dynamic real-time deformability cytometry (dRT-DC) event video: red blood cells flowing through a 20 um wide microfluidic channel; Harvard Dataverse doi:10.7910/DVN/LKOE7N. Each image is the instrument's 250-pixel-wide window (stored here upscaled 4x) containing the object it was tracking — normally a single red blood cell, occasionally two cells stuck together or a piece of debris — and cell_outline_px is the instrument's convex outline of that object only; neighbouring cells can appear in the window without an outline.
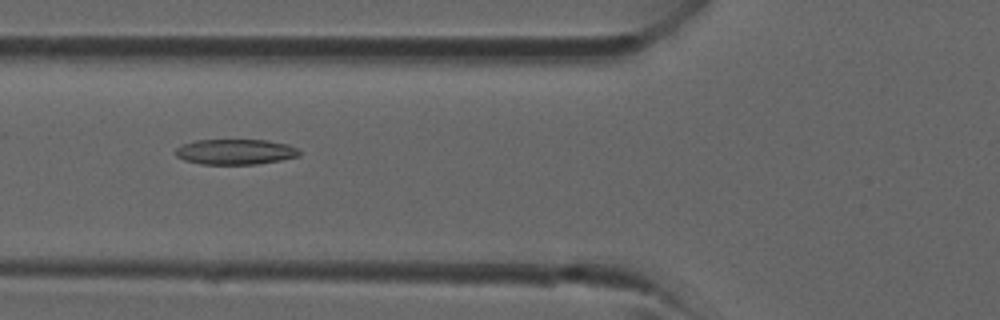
{"species": "common noctule bat (a hibernating species)", "species_latin": "Nyctalus noctula", "temperature_condition": "room temperature", "stored_images_in_passage": 40, "camera_frame_rate_fps": 3000, "um_per_image_px": 0.085, "animal": {"sex": "male", "forearm_length_mm": 52.5}, "frame": {"image": 1, "passage_image": 15, "time_ms": 4.667, "image_size_px": [1000, 320], "cell_outline_px": [[300, 156], [280, 160], [256, 164], [200, 164], [184, 160], [176, 156], [176, 148], [184, 144], [196, 140], [264, 140], [288, 144], [296, 148], [300, 152]], "centroid_in_image_um": [20.0, 12.9], "position_along_channel_um": 105.8, "area_um2": 18.21}}
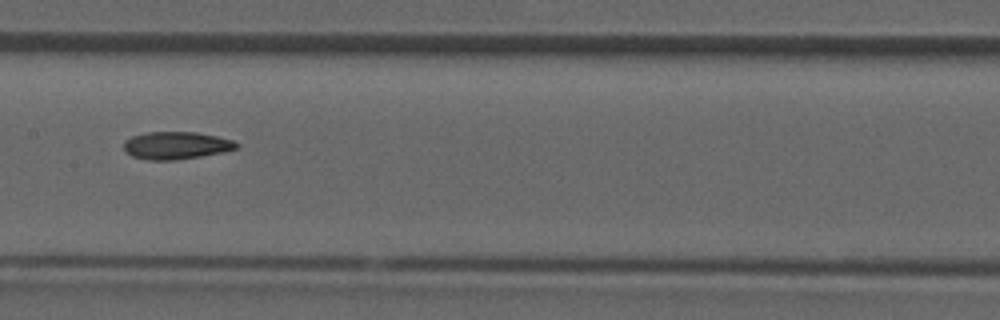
{"frame": {"image": 2, "passage_image": 20, "time_ms": 6.333, "image_size_px": [1000, 320], "cell_outline_px": [[240, 144], [236, 148], [224, 152], [176, 160], [148, 160], [132, 156], [124, 152], [124, 140], [132, 136], [144, 132], [196, 132], [216, 136], [232, 140]], "centroid_in_image_um": [14.94, 12.36], "position_along_channel_um": 192.5, "area_um2": 18.15}}
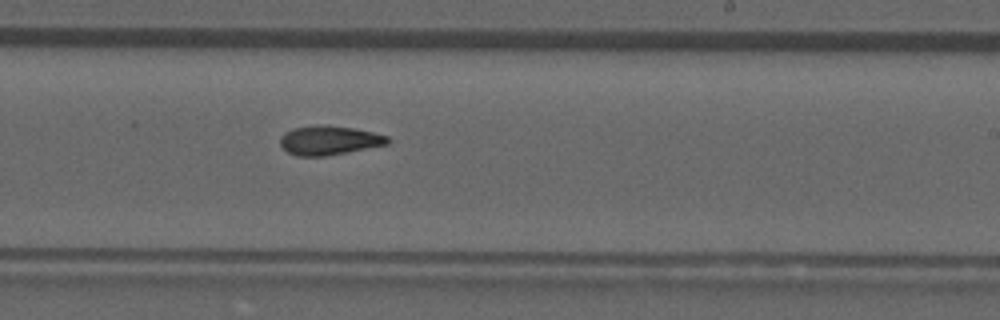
{"frame": {"image": 3, "passage_image": 24, "time_ms": 7.667, "image_size_px": [1000, 320], "cell_outline_px": [[392, 140], [388, 144], [324, 156], [296, 156], [288, 152], [280, 144], [280, 140], [284, 132], [292, 128], [320, 124], [324, 124], [352, 128], [372, 132], [388, 136]], "centroid_in_image_um": [27.97, 11.91], "position_along_channel_um": 261.0, "area_um2": 18.21}}